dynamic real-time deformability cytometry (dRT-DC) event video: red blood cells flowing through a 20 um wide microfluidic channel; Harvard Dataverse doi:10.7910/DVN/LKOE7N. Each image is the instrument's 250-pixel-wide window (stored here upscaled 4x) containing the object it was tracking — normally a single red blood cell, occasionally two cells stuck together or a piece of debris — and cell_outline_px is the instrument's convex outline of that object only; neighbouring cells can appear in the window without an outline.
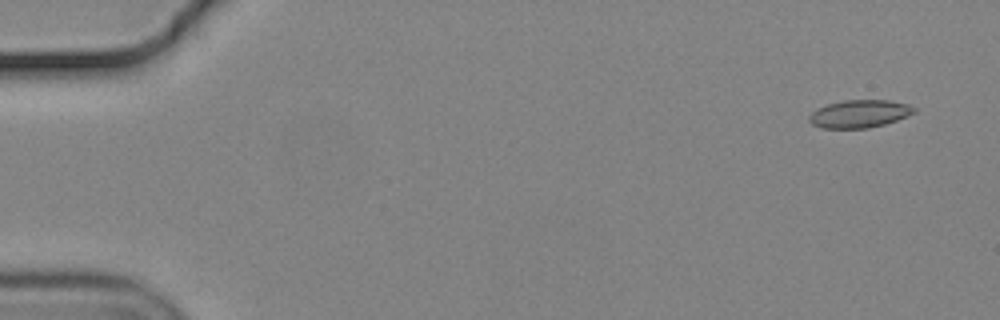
{"species": "common noctule bat (a hibernating species)", "species_latin": "Nyctalus noctula", "temperature_condition": "cold", "stored_images_in_passage": 10, "camera_frame_rate_fps": 3000, "um_per_image_px": 0.085, "animal": {"sex": "male", "body_mass_g": 19.2, "forearm_length_mm": 51.8}, "frame": {"image": 1, "passage_image": 4, "time_ms": 1.0, "image_size_px": [1000, 320], "cell_outline_px": [[916, 112], [908, 116], [884, 124], [868, 128], [820, 128], [812, 124], [808, 120], [808, 116], [816, 108], [828, 104], [844, 100], [888, 100], [908, 104], [916, 108]], "centroid_in_image_um": [73.04, 9.67], "position_along_channel_um": 12.0, "area_um2": 17.05}}